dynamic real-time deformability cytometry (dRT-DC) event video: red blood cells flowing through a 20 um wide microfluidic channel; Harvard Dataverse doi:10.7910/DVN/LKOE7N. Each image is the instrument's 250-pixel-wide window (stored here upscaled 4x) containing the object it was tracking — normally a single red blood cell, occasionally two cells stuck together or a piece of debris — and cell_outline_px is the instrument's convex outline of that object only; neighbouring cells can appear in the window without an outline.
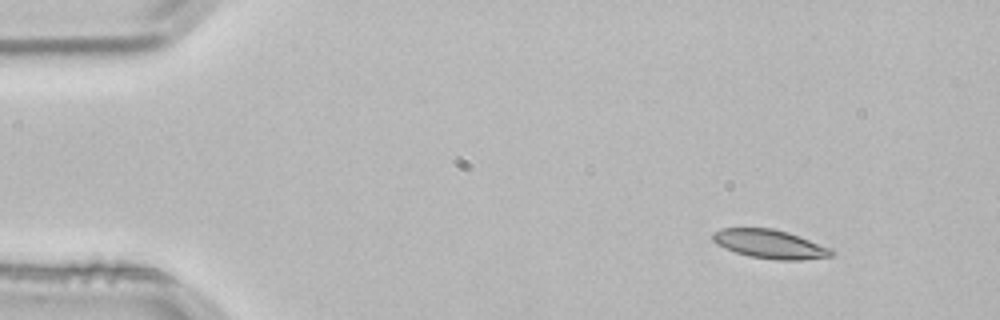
{"species": "common noctule bat (a hibernating species)", "species_latin": "Nyctalus noctula", "temperature_condition": "room temperature", "stored_images_in_passage": 2, "camera_frame_rate_fps": 3000, "um_per_image_px": 0.085, "animal": {"sex": "male", "body_mass_g": 21.5, "forearm_length_mm": 52.0}, "frame": {"image": 1, "passage_image": 1, "time_ms": 0.0, "image_size_px": [1000, 320], "cell_outline_px": [[836, 252], [832, 256], [800, 260], [776, 260], [748, 256], [736, 252], [716, 244], [712, 240], [712, 232], [720, 228], [772, 228], [788, 232], [800, 236], [832, 248]], "centroid_in_image_um": [65.45, 20.74], "position_along_channel_um": 19.5, "area_um2": 20.11}}
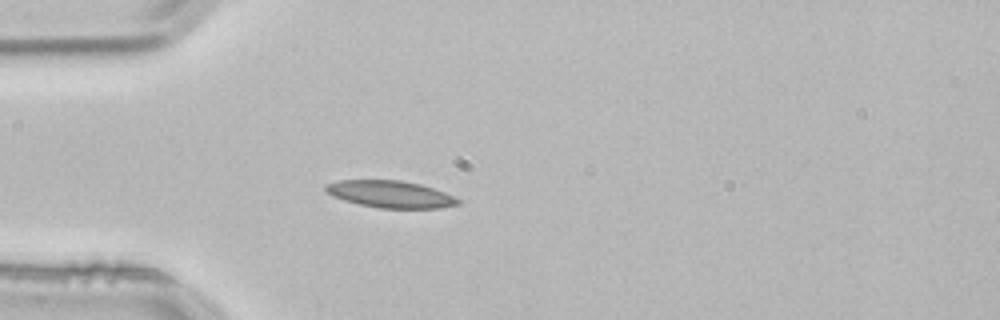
{"frame": {"image": 2, "passage_image": 2, "time_ms": 0.333, "image_size_px": [1000, 320], "cell_outline_px": [[460, 204], [440, 208], [380, 208], [360, 204], [344, 200], [332, 196], [324, 188], [324, 184], [336, 180], [400, 180], [420, 184], [444, 192], [460, 200]], "centroid_in_image_um": [33.15, 16.5], "position_along_channel_um": 51.8, "area_um2": 20.75}}